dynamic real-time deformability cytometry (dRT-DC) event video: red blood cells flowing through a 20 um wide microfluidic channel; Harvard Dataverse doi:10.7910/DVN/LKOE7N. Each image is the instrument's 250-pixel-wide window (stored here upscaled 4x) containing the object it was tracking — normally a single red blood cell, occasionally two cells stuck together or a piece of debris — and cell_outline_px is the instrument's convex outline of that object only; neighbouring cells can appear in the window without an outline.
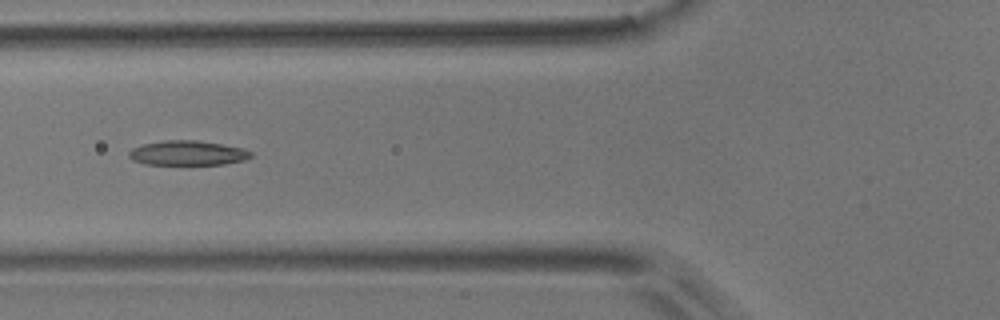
{"species": "common noctule bat (a hibernating species)", "species_latin": "Nyctalus noctula", "temperature_condition": "room temperature", "stored_images_in_passage": 8, "camera_frame_rate_fps": 3000, "um_per_image_px": 0.085, "animal": {"sex": "male", "body_mass_g": 17.9}, "frame": {"image": 1, "passage_image": 5, "time_ms": 1.333, "image_size_px": [1000, 320], "cell_outline_px": [[252, 156], [244, 160], [224, 164], [144, 164], [132, 160], [128, 156], [128, 152], [132, 148], [144, 144], [164, 140], [196, 140], [244, 148], [252, 152]], "centroid_in_image_um": [15.93, 13.0], "position_along_channel_um": 109.9, "area_um2": 17.46}}
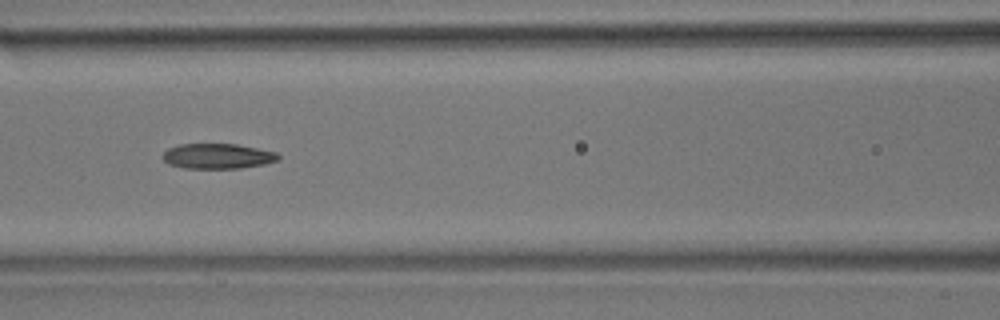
{"frame": {"image": 2, "passage_image": 6, "time_ms": 1.667, "image_size_px": [1000, 320], "cell_outline_px": [[280, 160], [264, 164], [240, 168], [184, 168], [168, 164], [160, 156], [168, 148], [180, 144], [236, 144], [276, 152], [280, 156]], "centroid_in_image_um": [18.48, 13.27], "position_along_channel_um": 148.1, "area_um2": 16.99}}
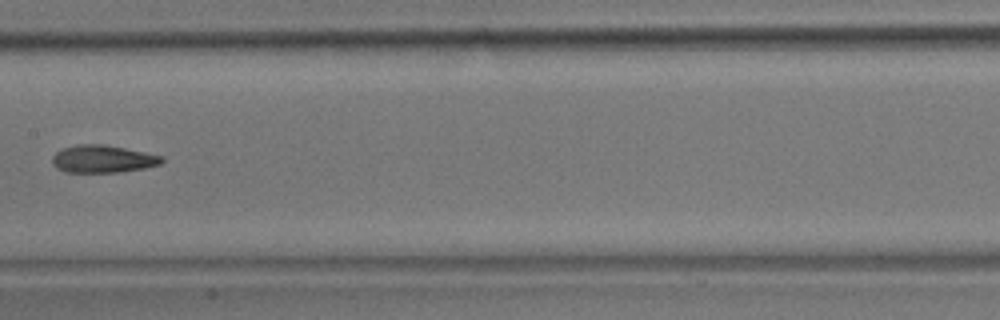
{"frame": {"image": 3, "passage_image": 7, "time_ms": 2.0, "image_size_px": [1000, 320], "cell_outline_px": [[164, 160], [160, 164], [144, 168], [120, 172], [68, 172], [56, 168], [52, 164], [52, 156], [56, 152], [64, 148], [76, 144], [104, 144], [164, 156]], "centroid_in_image_um": [8.73, 13.51], "position_along_channel_um": 198.7, "area_um2": 17.57}}